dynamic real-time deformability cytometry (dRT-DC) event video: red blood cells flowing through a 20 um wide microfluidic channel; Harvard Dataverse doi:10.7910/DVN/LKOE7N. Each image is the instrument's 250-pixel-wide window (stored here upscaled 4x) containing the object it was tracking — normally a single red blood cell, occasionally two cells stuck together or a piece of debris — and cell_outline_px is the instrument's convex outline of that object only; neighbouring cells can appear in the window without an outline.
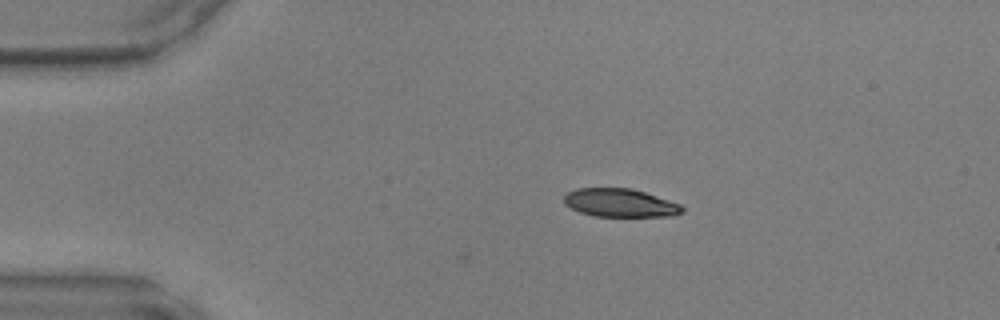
{"species": "common noctule bat (a hibernating species)", "species_latin": "Nyctalus noctula", "temperature_condition": "warm", "stored_images_in_passage": 36, "camera_frame_rate_fps": 3000, "um_per_image_px": 0.085, "animal": {"sex": "male", "body_mass_g": 17.9, "forearm_length_mm": 54.2}, "frame": {"image": 1, "passage_image": 1, "time_ms": 0.0, "image_size_px": [1000, 320], "cell_outline_px": [[684, 212], [672, 216], [596, 216], [580, 212], [564, 204], [564, 196], [568, 192], [576, 188], [632, 188], [680, 204], [684, 208]], "centroid_in_image_um": [52.7, 17.24], "position_along_channel_um": 32.3, "area_um2": 19.36}}
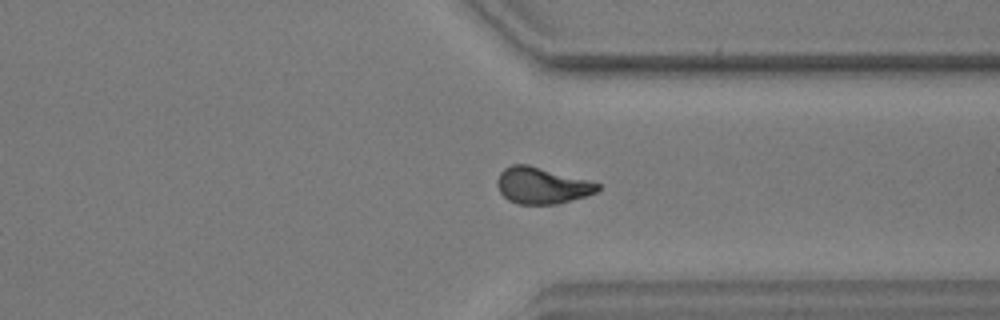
{"frame": {"image": 2, "passage_image": 28, "time_ms": 9.0, "image_size_px": [1000, 320], "cell_outline_px": [[600, 188], [596, 192], [584, 196], [556, 204], [520, 204], [508, 200], [500, 192], [496, 184], [496, 180], [500, 172], [504, 168], [512, 164], [528, 164], [588, 180], [600, 184]], "centroid_in_image_um": [46.02, 15.76], "position_along_channel_um": 365.4, "area_um2": 21.21}}
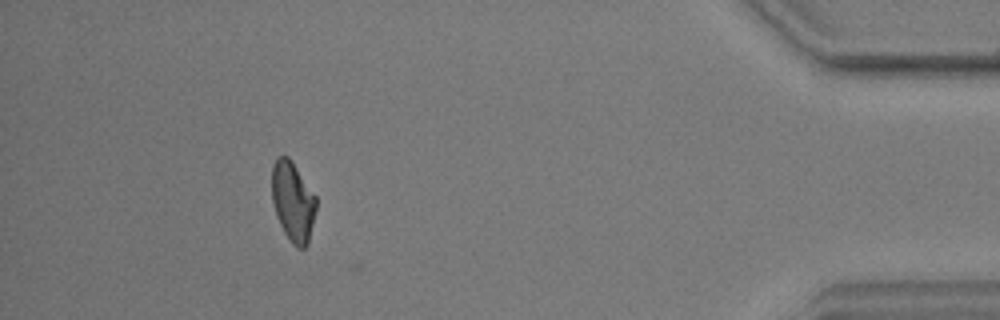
{"frame": {"image": 3, "passage_image": 35, "time_ms": 11.333, "image_size_px": [1000, 320], "cell_outline_px": [[316, 208], [308, 244], [304, 248], [296, 248], [292, 244], [284, 232], [276, 216], [272, 200], [272, 164], [276, 156], [288, 156], [292, 160], [316, 196]], "centroid_in_image_um": [24.88, 17.11], "position_along_channel_um": 410.3, "area_um2": 20.75}}